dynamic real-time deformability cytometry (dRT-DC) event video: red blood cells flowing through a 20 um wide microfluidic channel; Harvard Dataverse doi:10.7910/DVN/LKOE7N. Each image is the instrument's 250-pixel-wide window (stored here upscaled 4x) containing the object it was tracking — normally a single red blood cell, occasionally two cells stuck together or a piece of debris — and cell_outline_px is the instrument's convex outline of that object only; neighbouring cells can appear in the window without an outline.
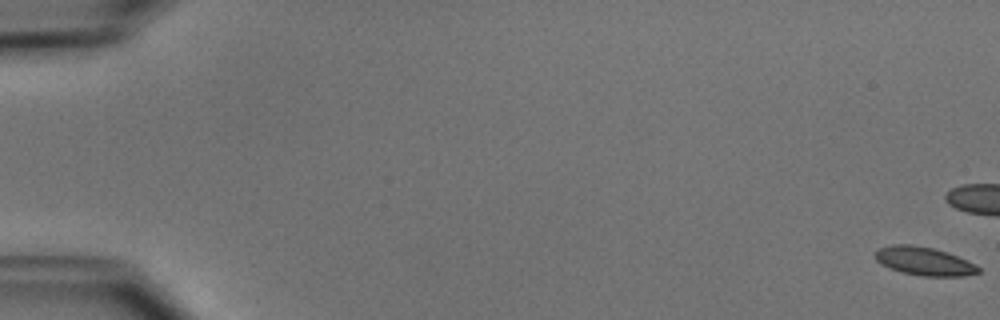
{"species": "common noctule bat (a hibernating species)", "species_latin": "Nyctalus noctula", "temperature_condition": "cold", "stored_images_in_passage": 54, "camera_frame_rate_fps": 3000, "um_per_image_px": 0.085, "animal": {"sex": "male", "body_mass_g": 15.6}, "frame": {"image": 1, "passage_image": 1, "time_ms": 0.0, "image_size_px": [1000, 320], "cell_outline_px": [[980, 272], [964, 276], [920, 276], [900, 272], [888, 268], [880, 264], [876, 260], [876, 248], [892, 244], [912, 244], [932, 248], [956, 256], [980, 268]], "centroid_in_image_um": [78.46, 22.2], "position_along_channel_um": 6.5, "area_um2": 16.99}, "authors_computed_cell_mechanics": {"area_um2": 17.2822, "velocity_mm_per_s": 3.9188, "shape_relaxation_time_tau1_ms": 3.2324, "shape_relaxation_time_tau2_ms": 2.3208, "deformation_change_tau1": 0.1074, "deformation_change_tau2": 0.0547}}